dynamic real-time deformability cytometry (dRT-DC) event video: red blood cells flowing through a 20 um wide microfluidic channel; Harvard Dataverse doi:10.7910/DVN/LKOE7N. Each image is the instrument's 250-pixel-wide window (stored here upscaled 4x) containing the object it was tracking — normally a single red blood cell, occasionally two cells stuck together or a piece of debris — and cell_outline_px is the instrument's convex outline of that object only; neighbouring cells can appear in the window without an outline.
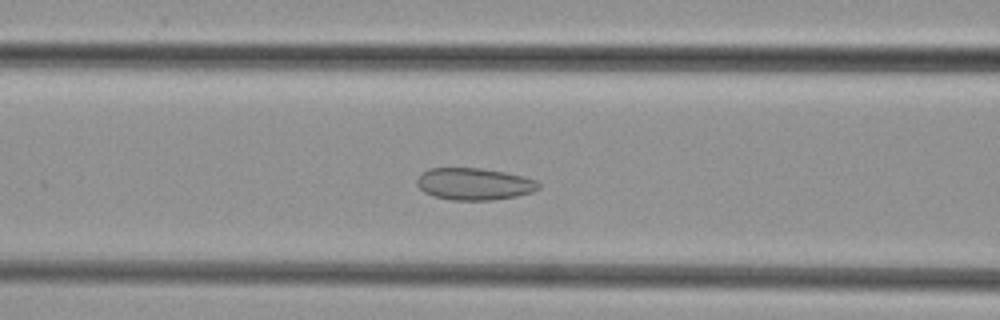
{"species": "common noctule bat (a hibernating species)", "species_latin": "Nyctalus noctula", "temperature_condition": "cold", "stored_images_in_passage": 46, "camera_frame_rate_fps": 3000, "um_per_image_px": 0.085, "animal": {"sex": "female", "body_mass_g": 29.2, "forearm_length_mm": 56.3}, "frame": {"image": 1, "passage_image": 18, "time_ms": 5.667, "image_size_px": [1000, 320], "cell_outline_px": [[540, 188], [532, 192], [516, 196], [492, 200], [452, 200], [432, 196], [424, 192], [416, 184], [416, 180], [428, 168], [480, 168], [504, 172], [536, 180], [540, 184]], "centroid_in_image_um": [40.29, 15.64], "position_along_channel_um": 126.3, "area_um2": 22.6}}
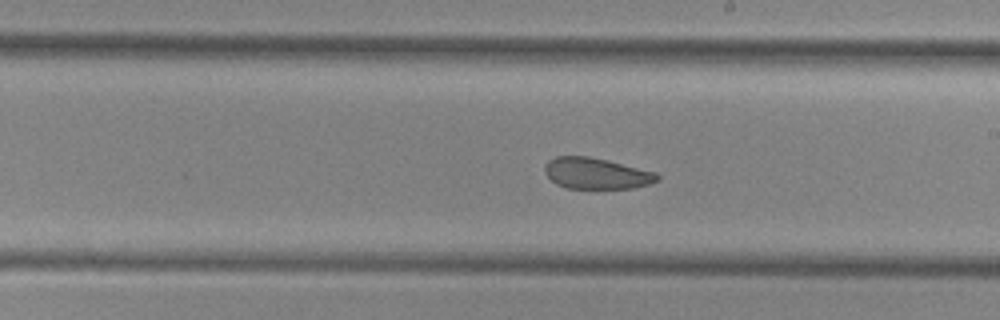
{"frame": {"image": 2, "passage_image": 26, "time_ms": 8.333, "image_size_px": [1000, 320], "cell_outline_px": [[660, 180], [652, 184], [636, 188], [568, 188], [556, 184], [544, 172], [544, 164], [548, 160], [556, 156], [588, 156], [608, 160], [656, 172], [660, 176]], "centroid_in_image_um": [50.72, 14.74], "position_along_channel_um": 238.3, "area_um2": 20.63}}
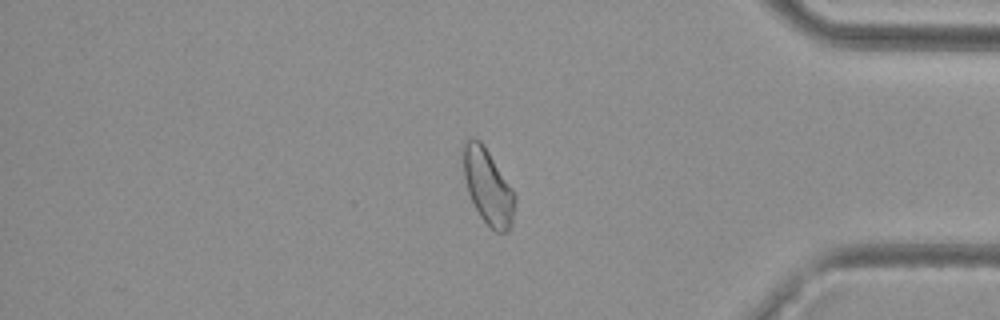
{"frame": {"image": 3, "passage_image": 39, "time_ms": 12.667, "image_size_px": [1000, 320], "cell_outline_px": [[516, 200], [512, 224], [508, 232], [496, 232], [480, 216], [468, 192], [464, 176], [460, 148], [472, 136], [480, 140], [484, 144], [516, 192]], "centroid_in_image_um": [41.48, 15.81], "position_along_channel_um": 393.7, "area_um2": 23.18}}